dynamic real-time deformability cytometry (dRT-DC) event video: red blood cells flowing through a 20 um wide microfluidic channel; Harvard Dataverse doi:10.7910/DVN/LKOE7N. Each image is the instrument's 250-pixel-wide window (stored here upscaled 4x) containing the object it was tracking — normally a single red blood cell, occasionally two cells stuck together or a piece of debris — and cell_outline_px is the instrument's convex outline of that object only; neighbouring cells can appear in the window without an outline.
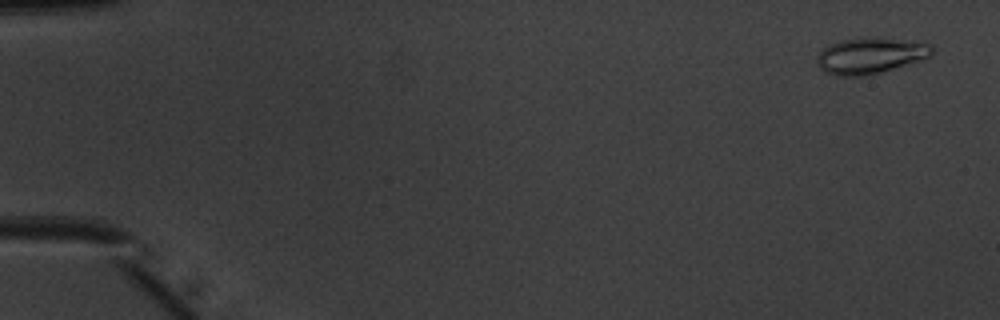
{"species": "common noctule bat (a hibernating species)", "species_latin": "Nyctalus noctula", "temperature_condition": "warm", "stored_images_in_passage": 50, "camera_frame_rate_fps": 3000, "um_per_image_px": 0.085, "animal": {"sex": "male", "body_mass_g": 20.1, "forearm_length_mm": 53.5}, "frame": {"image": 1, "passage_image": 1, "time_ms": 0.0, "image_size_px": [1000, 320], "cell_outline_px": [[936, 48], [932, 56], [920, 60], [880, 72], [864, 76], [836, 76], [824, 72], [816, 64], [816, 56], [824, 48], [840, 40], [924, 40], [932, 44]], "centroid_in_image_um": [74.03, 4.76], "position_along_channel_um": 11.0, "area_um2": 23.76}}
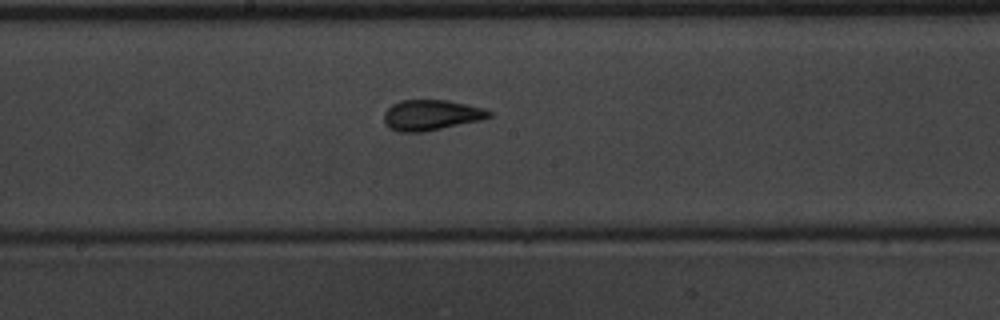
{"frame": {"image": 2, "passage_image": 27, "time_ms": 8.667, "image_size_px": [1000, 320], "cell_outline_px": [[492, 116], [480, 120], [424, 132], [396, 132], [388, 128], [384, 124], [384, 112], [392, 104], [400, 100], [448, 100], [484, 108], [492, 112]], "centroid_in_image_um": [36.61, 9.78], "position_along_channel_um": 211.6, "area_um2": 18.84}}
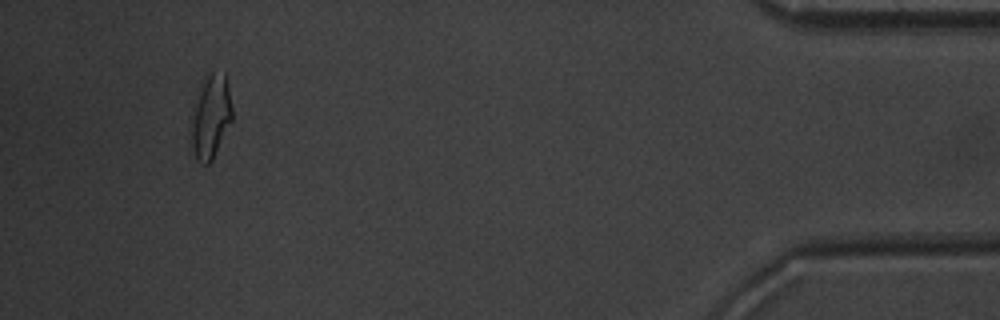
{"frame": {"image": 3, "passage_image": 47, "time_ms": 15.333, "image_size_px": [1000, 320], "cell_outline_px": [[232, 120], [212, 160], [208, 164], [200, 164], [196, 160], [192, 148], [192, 124], [200, 92], [208, 76], [212, 72], [224, 72], [228, 80], [232, 108]], "centroid_in_image_um": [17.97, 9.97], "position_along_channel_um": 417.2, "area_um2": 19.13}, "authors_computed_cell_mechanics": {"area_um2": 18.8139, "velocity_mm_per_s": 4.0159, "shape_relaxation_time_tau1_ms": 5.7659, "shape_relaxation_time_tau2_ms": 1.3383, "deformation_change_tau1": 0.203, "deformation_change_tau2": 0.0877}}